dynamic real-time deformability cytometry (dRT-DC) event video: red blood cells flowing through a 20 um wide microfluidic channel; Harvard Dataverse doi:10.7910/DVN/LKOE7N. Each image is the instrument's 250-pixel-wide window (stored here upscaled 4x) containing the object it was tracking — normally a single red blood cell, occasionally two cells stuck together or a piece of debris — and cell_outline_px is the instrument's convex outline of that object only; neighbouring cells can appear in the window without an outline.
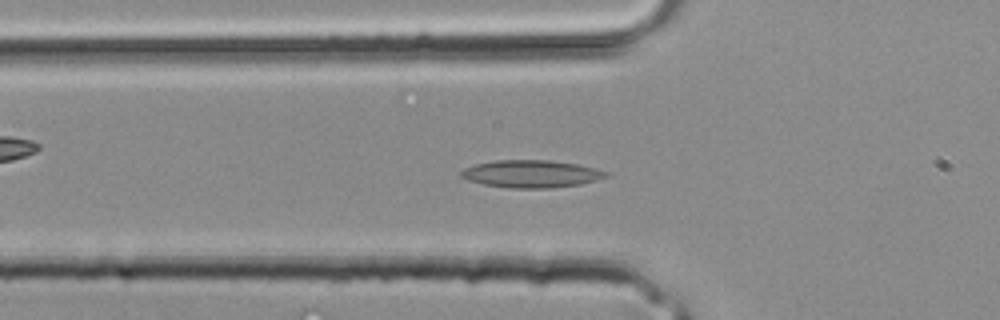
{"species": "common noctule bat (a hibernating species)", "species_latin": "Nyctalus noctula", "temperature_condition": "room temperature", "stored_images_in_passage": 33, "camera_frame_rate_fps": 3000, "um_per_image_px": 0.085, "animal": {"sex": "male", "body_mass_g": 20.4}, "frame": {"image": 1, "passage_image": 11, "time_ms": 3.333, "image_size_px": [1000, 320], "cell_outline_px": [[608, 176], [596, 180], [580, 184], [552, 188], [512, 188], [484, 184], [468, 180], [460, 176], [460, 172], [464, 168], [472, 164], [496, 160], [548, 160], [576, 164], [596, 168], [608, 172]], "centroid_in_image_um": [45.13, 14.77], "position_along_channel_um": 80.7, "area_um2": 23.18}}
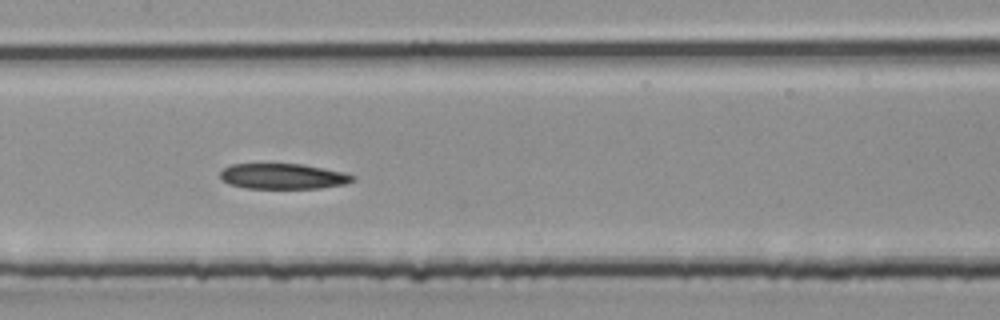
{"frame": {"image": 2, "passage_image": 16, "time_ms": 5.0, "image_size_px": [1000, 320], "cell_outline_px": [[356, 180], [344, 184], [320, 188], [248, 188], [228, 184], [220, 176], [220, 172], [224, 168], [232, 164], [304, 164], [344, 172], [356, 176]], "centroid_in_image_um": [24.1, 14.98], "position_along_channel_um": 183.3, "area_um2": 19.65}}
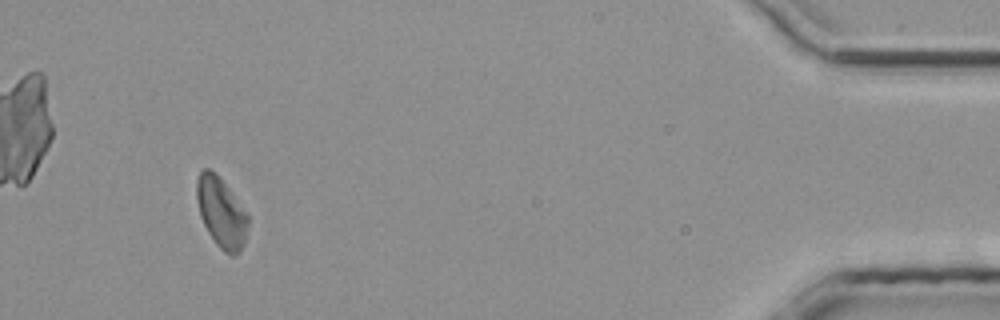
{"frame": {"image": 3, "passage_image": 31, "time_ms": 10.0, "image_size_px": [1000, 320], "cell_outline_px": [[248, 224], [244, 244], [236, 256], [232, 256], [224, 252], [216, 244], [208, 232], [200, 216], [196, 196], [196, 180], [200, 172], [204, 168], [208, 168], [216, 172], [248, 212]], "centroid_in_image_um": [18.81, 18.05], "position_along_channel_um": 416.4, "area_um2": 21.21}}